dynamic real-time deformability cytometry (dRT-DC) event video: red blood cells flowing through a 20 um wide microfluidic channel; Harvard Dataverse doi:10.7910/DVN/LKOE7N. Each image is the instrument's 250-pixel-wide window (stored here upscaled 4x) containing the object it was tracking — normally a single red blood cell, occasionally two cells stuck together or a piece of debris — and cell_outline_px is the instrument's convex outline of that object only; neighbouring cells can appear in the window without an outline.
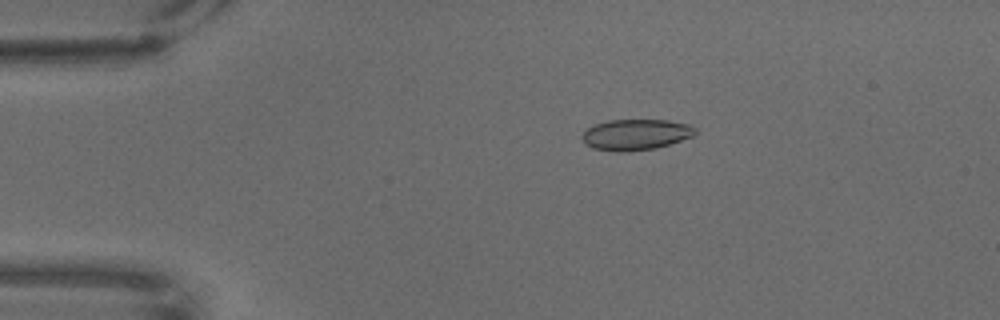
{"species": "common noctule bat (a hibernating species)", "species_latin": "Nyctalus noctula", "temperature_condition": "warm", "stored_images_in_passage": 68, "camera_frame_rate_fps": 3000, "um_per_image_px": 0.085, "animal": {"sex": "male", "body_mass_g": 18.8}, "frame": {"image": 1, "passage_image": 13, "time_ms": 4.0, "image_size_px": [1000, 320], "cell_outline_px": [[696, 132], [692, 136], [668, 144], [652, 148], [624, 152], [616, 152], [592, 148], [584, 144], [580, 136], [588, 128], [596, 124], [608, 120], [668, 120], [692, 124], [696, 128]], "centroid_in_image_um": [54.01, 11.43], "position_along_channel_um": 31.0, "area_um2": 20.35}}
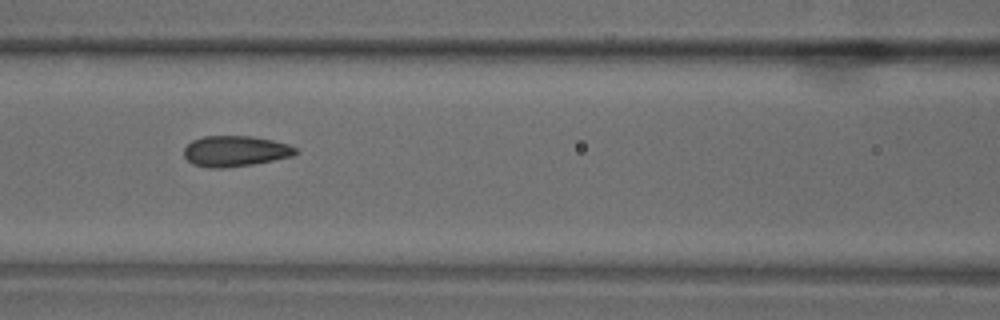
{"frame": {"image": 2, "passage_image": 30, "time_ms": 9.667, "image_size_px": [1000, 320], "cell_outline_px": [[300, 152], [292, 156], [252, 164], [224, 168], [208, 168], [192, 164], [184, 156], [184, 148], [192, 140], [204, 136], [252, 136], [272, 140], [288, 144], [296, 148]], "centroid_in_image_um": [19.98, 12.84], "position_along_channel_um": 146.6, "area_um2": 20.0}}
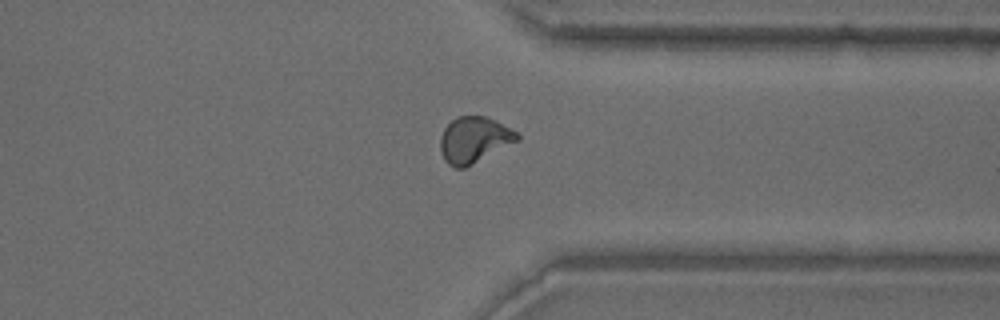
{"frame": {"image": 3, "passage_image": 53, "time_ms": 17.333, "image_size_px": [1000, 320], "cell_outline_px": [[520, 140], [464, 168], [456, 168], [448, 164], [444, 160], [440, 148], [440, 136], [444, 128], [456, 116], [488, 116], [516, 132], [520, 136]], "centroid_in_image_um": [40.28, 11.88], "position_along_channel_um": 371.1, "area_um2": 20.58}}